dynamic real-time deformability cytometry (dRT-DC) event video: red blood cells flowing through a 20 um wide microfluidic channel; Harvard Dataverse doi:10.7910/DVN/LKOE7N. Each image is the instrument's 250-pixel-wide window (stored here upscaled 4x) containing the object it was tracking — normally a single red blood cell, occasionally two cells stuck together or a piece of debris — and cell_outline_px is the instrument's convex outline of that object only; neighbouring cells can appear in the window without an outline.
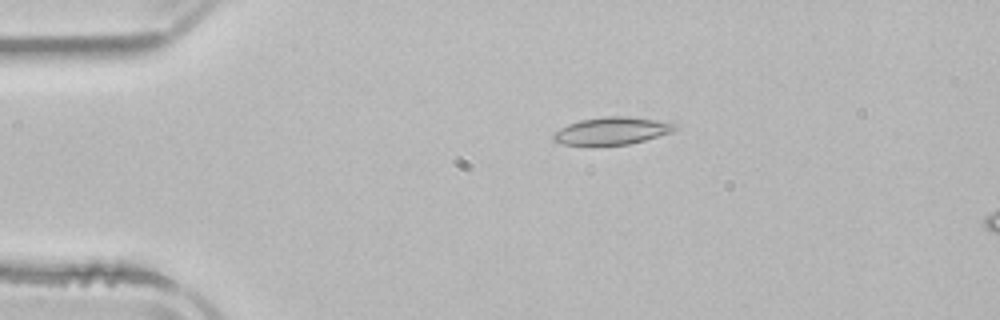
{"species": "common noctule bat (a hibernating species)", "species_latin": "Nyctalus noctula", "temperature_condition": "room temperature", "stored_images_in_passage": 4, "camera_frame_rate_fps": 3000, "um_per_image_px": 0.085, "animal": {"sex": "male", "body_mass_g": 21.5, "forearm_length_mm": 52.0}, "frame": {"image": 1, "passage_image": 2, "time_ms": 2.667, "image_size_px": [1000, 320], "cell_outline_px": [[680, 128], [672, 132], [644, 140], [628, 144], [592, 148], [588, 148], [560, 144], [552, 140], [552, 132], [568, 124], [580, 120], [604, 116], [628, 116], [656, 120], [676, 124]], "centroid_in_image_um": [51.91, 11.17], "position_along_channel_um": 33.1, "area_um2": 20.35}}